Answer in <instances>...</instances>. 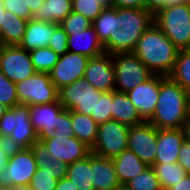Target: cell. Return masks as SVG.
Masks as SVG:
<instances>
[{"mask_svg":"<svg viewBox=\"0 0 190 190\" xmlns=\"http://www.w3.org/2000/svg\"><path fill=\"white\" fill-rule=\"evenodd\" d=\"M154 23V15L144 8L106 7L92 22L105 52H132L142 34Z\"/></svg>","mask_w":190,"mask_h":190,"instance_id":"obj_1","label":"cell"},{"mask_svg":"<svg viewBox=\"0 0 190 190\" xmlns=\"http://www.w3.org/2000/svg\"><path fill=\"white\" fill-rule=\"evenodd\" d=\"M179 49L153 23L136 43L133 54L154 74L169 76Z\"/></svg>","mask_w":190,"mask_h":190,"instance_id":"obj_2","label":"cell"},{"mask_svg":"<svg viewBox=\"0 0 190 190\" xmlns=\"http://www.w3.org/2000/svg\"><path fill=\"white\" fill-rule=\"evenodd\" d=\"M188 120V93L169 76L160 75L156 109L148 122L157 129H180Z\"/></svg>","mask_w":190,"mask_h":190,"instance_id":"obj_3","label":"cell"},{"mask_svg":"<svg viewBox=\"0 0 190 190\" xmlns=\"http://www.w3.org/2000/svg\"><path fill=\"white\" fill-rule=\"evenodd\" d=\"M154 23L179 49H190V8L187 3L166 6L154 15Z\"/></svg>","mask_w":190,"mask_h":190,"instance_id":"obj_4","label":"cell"},{"mask_svg":"<svg viewBox=\"0 0 190 190\" xmlns=\"http://www.w3.org/2000/svg\"><path fill=\"white\" fill-rule=\"evenodd\" d=\"M30 148L35 156L37 169L29 187L32 190H55L58 180L66 177L68 164L53 160L47 147L39 140Z\"/></svg>","mask_w":190,"mask_h":190,"instance_id":"obj_5","label":"cell"},{"mask_svg":"<svg viewBox=\"0 0 190 190\" xmlns=\"http://www.w3.org/2000/svg\"><path fill=\"white\" fill-rule=\"evenodd\" d=\"M0 135L10 136L23 149L30 148L38 141L31 124L29 105L18 104L6 111L0 118Z\"/></svg>","mask_w":190,"mask_h":190,"instance_id":"obj_6","label":"cell"},{"mask_svg":"<svg viewBox=\"0 0 190 190\" xmlns=\"http://www.w3.org/2000/svg\"><path fill=\"white\" fill-rule=\"evenodd\" d=\"M115 90L128 93L138 84L147 81L153 73L132 52L114 53Z\"/></svg>","mask_w":190,"mask_h":190,"instance_id":"obj_7","label":"cell"},{"mask_svg":"<svg viewBox=\"0 0 190 190\" xmlns=\"http://www.w3.org/2000/svg\"><path fill=\"white\" fill-rule=\"evenodd\" d=\"M103 93L80 78L58 89V100L66 110L91 115L95 114V106Z\"/></svg>","mask_w":190,"mask_h":190,"instance_id":"obj_8","label":"cell"},{"mask_svg":"<svg viewBox=\"0 0 190 190\" xmlns=\"http://www.w3.org/2000/svg\"><path fill=\"white\" fill-rule=\"evenodd\" d=\"M128 132V125L115 120L98 125L97 138L91 152L113 159L127 149Z\"/></svg>","mask_w":190,"mask_h":190,"instance_id":"obj_9","label":"cell"},{"mask_svg":"<svg viewBox=\"0 0 190 190\" xmlns=\"http://www.w3.org/2000/svg\"><path fill=\"white\" fill-rule=\"evenodd\" d=\"M19 104L37 105L58 100V89L52 83L49 73L37 72L16 83Z\"/></svg>","mask_w":190,"mask_h":190,"instance_id":"obj_10","label":"cell"},{"mask_svg":"<svg viewBox=\"0 0 190 190\" xmlns=\"http://www.w3.org/2000/svg\"><path fill=\"white\" fill-rule=\"evenodd\" d=\"M0 71L13 83L23 81L37 73L29 51L19 45H0Z\"/></svg>","mask_w":190,"mask_h":190,"instance_id":"obj_11","label":"cell"},{"mask_svg":"<svg viewBox=\"0 0 190 190\" xmlns=\"http://www.w3.org/2000/svg\"><path fill=\"white\" fill-rule=\"evenodd\" d=\"M36 169L37 164L31 148L22 149L9 158L6 169L0 172V185H29Z\"/></svg>","mask_w":190,"mask_h":190,"instance_id":"obj_12","label":"cell"},{"mask_svg":"<svg viewBox=\"0 0 190 190\" xmlns=\"http://www.w3.org/2000/svg\"><path fill=\"white\" fill-rule=\"evenodd\" d=\"M127 149L148 166H153L157 152V128L148 121L129 126Z\"/></svg>","mask_w":190,"mask_h":190,"instance_id":"obj_13","label":"cell"},{"mask_svg":"<svg viewBox=\"0 0 190 190\" xmlns=\"http://www.w3.org/2000/svg\"><path fill=\"white\" fill-rule=\"evenodd\" d=\"M48 149L52 159L66 164L85 159L91 153V148L74 137L53 135L41 141Z\"/></svg>","mask_w":190,"mask_h":190,"instance_id":"obj_14","label":"cell"},{"mask_svg":"<svg viewBox=\"0 0 190 190\" xmlns=\"http://www.w3.org/2000/svg\"><path fill=\"white\" fill-rule=\"evenodd\" d=\"M88 60V56L67 51L49 73L52 83L60 89L83 78Z\"/></svg>","mask_w":190,"mask_h":190,"instance_id":"obj_15","label":"cell"},{"mask_svg":"<svg viewBox=\"0 0 190 190\" xmlns=\"http://www.w3.org/2000/svg\"><path fill=\"white\" fill-rule=\"evenodd\" d=\"M83 78L96 90L114 91L115 71L112 54L104 52L99 56L89 58Z\"/></svg>","mask_w":190,"mask_h":190,"instance_id":"obj_16","label":"cell"},{"mask_svg":"<svg viewBox=\"0 0 190 190\" xmlns=\"http://www.w3.org/2000/svg\"><path fill=\"white\" fill-rule=\"evenodd\" d=\"M63 109L59 100L53 103L29 105L31 124L39 141L53 136L58 124V114Z\"/></svg>","mask_w":190,"mask_h":190,"instance_id":"obj_17","label":"cell"},{"mask_svg":"<svg viewBox=\"0 0 190 190\" xmlns=\"http://www.w3.org/2000/svg\"><path fill=\"white\" fill-rule=\"evenodd\" d=\"M160 91V75H152L147 81L138 84L126 93L137 108L140 116L148 121L156 109Z\"/></svg>","mask_w":190,"mask_h":190,"instance_id":"obj_18","label":"cell"},{"mask_svg":"<svg viewBox=\"0 0 190 190\" xmlns=\"http://www.w3.org/2000/svg\"><path fill=\"white\" fill-rule=\"evenodd\" d=\"M185 140L186 133L184 128L157 129V152L154 164L177 162L180 147Z\"/></svg>","mask_w":190,"mask_h":190,"instance_id":"obj_19","label":"cell"},{"mask_svg":"<svg viewBox=\"0 0 190 190\" xmlns=\"http://www.w3.org/2000/svg\"><path fill=\"white\" fill-rule=\"evenodd\" d=\"M94 190H115L122 187L115 171L113 159L91 152Z\"/></svg>","mask_w":190,"mask_h":190,"instance_id":"obj_20","label":"cell"},{"mask_svg":"<svg viewBox=\"0 0 190 190\" xmlns=\"http://www.w3.org/2000/svg\"><path fill=\"white\" fill-rule=\"evenodd\" d=\"M59 25L54 22L29 20L19 46L29 52L38 48L47 47L54 30Z\"/></svg>","mask_w":190,"mask_h":190,"instance_id":"obj_21","label":"cell"},{"mask_svg":"<svg viewBox=\"0 0 190 190\" xmlns=\"http://www.w3.org/2000/svg\"><path fill=\"white\" fill-rule=\"evenodd\" d=\"M67 46L69 52L82 54L89 58L99 56L105 52L93 26L83 32L72 33V36H68Z\"/></svg>","mask_w":190,"mask_h":190,"instance_id":"obj_22","label":"cell"},{"mask_svg":"<svg viewBox=\"0 0 190 190\" xmlns=\"http://www.w3.org/2000/svg\"><path fill=\"white\" fill-rule=\"evenodd\" d=\"M112 120L126 124L128 126L139 125L145 120L140 116L137 108L130 101L124 92L112 91Z\"/></svg>","mask_w":190,"mask_h":190,"instance_id":"obj_23","label":"cell"},{"mask_svg":"<svg viewBox=\"0 0 190 190\" xmlns=\"http://www.w3.org/2000/svg\"><path fill=\"white\" fill-rule=\"evenodd\" d=\"M113 163L122 186L149 167L129 149L124 150L120 155L114 157Z\"/></svg>","mask_w":190,"mask_h":190,"instance_id":"obj_24","label":"cell"},{"mask_svg":"<svg viewBox=\"0 0 190 190\" xmlns=\"http://www.w3.org/2000/svg\"><path fill=\"white\" fill-rule=\"evenodd\" d=\"M72 12V0H45L31 20L60 24Z\"/></svg>","mask_w":190,"mask_h":190,"instance_id":"obj_25","label":"cell"},{"mask_svg":"<svg viewBox=\"0 0 190 190\" xmlns=\"http://www.w3.org/2000/svg\"><path fill=\"white\" fill-rule=\"evenodd\" d=\"M27 22L5 10L4 20L1 24L0 45H19L25 34Z\"/></svg>","mask_w":190,"mask_h":190,"instance_id":"obj_26","label":"cell"},{"mask_svg":"<svg viewBox=\"0 0 190 190\" xmlns=\"http://www.w3.org/2000/svg\"><path fill=\"white\" fill-rule=\"evenodd\" d=\"M71 122L74 136L92 148L98 131V124L95 120L90 115L71 111Z\"/></svg>","mask_w":190,"mask_h":190,"instance_id":"obj_27","label":"cell"},{"mask_svg":"<svg viewBox=\"0 0 190 190\" xmlns=\"http://www.w3.org/2000/svg\"><path fill=\"white\" fill-rule=\"evenodd\" d=\"M66 177L78 190H94L91 168V153L85 159L68 164Z\"/></svg>","mask_w":190,"mask_h":190,"instance_id":"obj_28","label":"cell"},{"mask_svg":"<svg viewBox=\"0 0 190 190\" xmlns=\"http://www.w3.org/2000/svg\"><path fill=\"white\" fill-rule=\"evenodd\" d=\"M152 167L156 172L162 190L174 186L187 175L184 168L178 162L154 164Z\"/></svg>","mask_w":190,"mask_h":190,"instance_id":"obj_29","label":"cell"},{"mask_svg":"<svg viewBox=\"0 0 190 190\" xmlns=\"http://www.w3.org/2000/svg\"><path fill=\"white\" fill-rule=\"evenodd\" d=\"M169 77L190 93V49L179 50L175 66Z\"/></svg>","mask_w":190,"mask_h":190,"instance_id":"obj_30","label":"cell"},{"mask_svg":"<svg viewBox=\"0 0 190 190\" xmlns=\"http://www.w3.org/2000/svg\"><path fill=\"white\" fill-rule=\"evenodd\" d=\"M29 54L35 71L40 73H50L60 57L48 46L32 50Z\"/></svg>","mask_w":190,"mask_h":190,"instance_id":"obj_31","label":"cell"},{"mask_svg":"<svg viewBox=\"0 0 190 190\" xmlns=\"http://www.w3.org/2000/svg\"><path fill=\"white\" fill-rule=\"evenodd\" d=\"M126 190H162L156 172L152 166L147 167L136 177L123 185Z\"/></svg>","mask_w":190,"mask_h":190,"instance_id":"obj_32","label":"cell"},{"mask_svg":"<svg viewBox=\"0 0 190 190\" xmlns=\"http://www.w3.org/2000/svg\"><path fill=\"white\" fill-rule=\"evenodd\" d=\"M61 27L64 29L68 36H72V33L83 32L85 29L92 26L90 21L80 13L72 11L61 23Z\"/></svg>","mask_w":190,"mask_h":190,"instance_id":"obj_33","label":"cell"},{"mask_svg":"<svg viewBox=\"0 0 190 190\" xmlns=\"http://www.w3.org/2000/svg\"><path fill=\"white\" fill-rule=\"evenodd\" d=\"M105 8L97 0H72V11L80 13L92 22Z\"/></svg>","mask_w":190,"mask_h":190,"instance_id":"obj_34","label":"cell"},{"mask_svg":"<svg viewBox=\"0 0 190 190\" xmlns=\"http://www.w3.org/2000/svg\"><path fill=\"white\" fill-rule=\"evenodd\" d=\"M0 104L8 108L18 105L16 83L7 79L0 71Z\"/></svg>","mask_w":190,"mask_h":190,"instance_id":"obj_35","label":"cell"},{"mask_svg":"<svg viewBox=\"0 0 190 190\" xmlns=\"http://www.w3.org/2000/svg\"><path fill=\"white\" fill-rule=\"evenodd\" d=\"M111 108L112 91L104 92L97 102V105L95 106V114H91L90 116L95 120L98 125L103 124L104 122L112 120Z\"/></svg>","mask_w":190,"mask_h":190,"instance_id":"obj_36","label":"cell"},{"mask_svg":"<svg viewBox=\"0 0 190 190\" xmlns=\"http://www.w3.org/2000/svg\"><path fill=\"white\" fill-rule=\"evenodd\" d=\"M0 2L5 10L12 12L26 21L31 20L32 12L25 0H0Z\"/></svg>","mask_w":190,"mask_h":190,"instance_id":"obj_37","label":"cell"},{"mask_svg":"<svg viewBox=\"0 0 190 190\" xmlns=\"http://www.w3.org/2000/svg\"><path fill=\"white\" fill-rule=\"evenodd\" d=\"M67 41H68V35L61 27V25H59L54 30L53 36L48 43V47H50L55 53L61 56L68 51Z\"/></svg>","mask_w":190,"mask_h":190,"instance_id":"obj_38","label":"cell"},{"mask_svg":"<svg viewBox=\"0 0 190 190\" xmlns=\"http://www.w3.org/2000/svg\"><path fill=\"white\" fill-rule=\"evenodd\" d=\"M53 135H63L66 137H74V132L72 129V122H71V111L63 109L58 114V124L57 128Z\"/></svg>","mask_w":190,"mask_h":190,"instance_id":"obj_39","label":"cell"},{"mask_svg":"<svg viewBox=\"0 0 190 190\" xmlns=\"http://www.w3.org/2000/svg\"><path fill=\"white\" fill-rule=\"evenodd\" d=\"M187 3V0H144V9L155 15L166 6Z\"/></svg>","mask_w":190,"mask_h":190,"instance_id":"obj_40","label":"cell"},{"mask_svg":"<svg viewBox=\"0 0 190 190\" xmlns=\"http://www.w3.org/2000/svg\"><path fill=\"white\" fill-rule=\"evenodd\" d=\"M0 147L3 148L5 155L9 158L19 153L23 148L16 143L10 136L0 135Z\"/></svg>","mask_w":190,"mask_h":190,"instance_id":"obj_41","label":"cell"},{"mask_svg":"<svg viewBox=\"0 0 190 190\" xmlns=\"http://www.w3.org/2000/svg\"><path fill=\"white\" fill-rule=\"evenodd\" d=\"M190 174V142L186 139L180 147L179 158L177 161Z\"/></svg>","mask_w":190,"mask_h":190,"instance_id":"obj_42","label":"cell"},{"mask_svg":"<svg viewBox=\"0 0 190 190\" xmlns=\"http://www.w3.org/2000/svg\"><path fill=\"white\" fill-rule=\"evenodd\" d=\"M114 8H144V0H113Z\"/></svg>","mask_w":190,"mask_h":190,"instance_id":"obj_43","label":"cell"},{"mask_svg":"<svg viewBox=\"0 0 190 190\" xmlns=\"http://www.w3.org/2000/svg\"><path fill=\"white\" fill-rule=\"evenodd\" d=\"M165 190H190V174H187L180 182Z\"/></svg>","mask_w":190,"mask_h":190,"instance_id":"obj_44","label":"cell"},{"mask_svg":"<svg viewBox=\"0 0 190 190\" xmlns=\"http://www.w3.org/2000/svg\"><path fill=\"white\" fill-rule=\"evenodd\" d=\"M55 190H78L77 187L71 182L70 179L64 177L58 180L57 186Z\"/></svg>","mask_w":190,"mask_h":190,"instance_id":"obj_45","label":"cell"},{"mask_svg":"<svg viewBox=\"0 0 190 190\" xmlns=\"http://www.w3.org/2000/svg\"><path fill=\"white\" fill-rule=\"evenodd\" d=\"M25 1L31 12L34 13L43 5L45 0H25Z\"/></svg>","mask_w":190,"mask_h":190,"instance_id":"obj_46","label":"cell"},{"mask_svg":"<svg viewBox=\"0 0 190 190\" xmlns=\"http://www.w3.org/2000/svg\"><path fill=\"white\" fill-rule=\"evenodd\" d=\"M9 162V157L5 155L4 150L0 147V172L5 170Z\"/></svg>","mask_w":190,"mask_h":190,"instance_id":"obj_47","label":"cell"},{"mask_svg":"<svg viewBox=\"0 0 190 190\" xmlns=\"http://www.w3.org/2000/svg\"><path fill=\"white\" fill-rule=\"evenodd\" d=\"M185 133H186V139L190 142V118L185 124Z\"/></svg>","mask_w":190,"mask_h":190,"instance_id":"obj_48","label":"cell"},{"mask_svg":"<svg viewBox=\"0 0 190 190\" xmlns=\"http://www.w3.org/2000/svg\"><path fill=\"white\" fill-rule=\"evenodd\" d=\"M4 12H5V8L3 7V5L0 2V34H1V24L4 20Z\"/></svg>","mask_w":190,"mask_h":190,"instance_id":"obj_49","label":"cell"},{"mask_svg":"<svg viewBox=\"0 0 190 190\" xmlns=\"http://www.w3.org/2000/svg\"><path fill=\"white\" fill-rule=\"evenodd\" d=\"M97 1L105 7H112L113 6V0H97Z\"/></svg>","mask_w":190,"mask_h":190,"instance_id":"obj_50","label":"cell"},{"mask_svg":"<svg viewBox=\"0 0 190 190\" xmlns=\"http://www.w3.org/2000/svg\"><path fill=\"white\" fill-rule=\"evenodd\" d=\"M12 190H32L29 185L12 186Z\"/></svg>","mask_w":190,"mask_h":190,"instance_id":"obj_51","label":"cell"},{"mask_svg":"<svg viewBox=\"0 0 190 190\" xmlns=\"http://www.w3.org/2000/svg\"><path fill=\"white\" fill-rule=\"evenodd\" d=\"M8 109V107L4 106L3 104H0V118L6 113Z\"/></svg>","mask_w":190,"mask_h":190,"instance_id":"obj_52","label":"cell"},{"mask_svg":"<svg viewBox=\"0 0 190 190\" xmlns=\"http://www.w3.org/2000/svg\"><path fill=\"white\" fill-rule=\"evenodd\" d=\"M0 190H12V186L0 185Z\"/></svg>","mask_w":190,"mask_h":190,"instance_id":"obj_53","label":"cell"},{"mask_svg":"<svg viewBox=\"0 0 190 190\" xmlns=\"http://www.w3.org/2000/svg\"><path fill=\"white\" fill-rule=\"evenodd\" d=\"M188 114L190 118V93L188 94Z\"/></svg>","mask_w":190,"mask_h":190,"instance_id":"obj_54","label":"cell"},{"mask_svg":"<svg viewBox=\"0 0 190 190\" xmlns=\"http://www.w3.org/2000/svg\"><path fill=\"white\" fill-rule=\"evenodd\" d=\"M115 190H126L123 186Z\"/></svg>","mask_w":190,"mask_h":190,"instance_id":"obj_55","label":"cell"},{"mask_svg":"<svg viewBox=\"0 0 190 190\" xmlns=\"http://www.w3.org/2000/svg\"><path fill=\"white\" fill-rule=\"evenodd\" d=\"M187 4H188V6H189V8H190V0H187Z\"/></svg>","mask_w":190,"mask_h":190,"instance_id":"obj_56","label":"cell"}]
</instances>
